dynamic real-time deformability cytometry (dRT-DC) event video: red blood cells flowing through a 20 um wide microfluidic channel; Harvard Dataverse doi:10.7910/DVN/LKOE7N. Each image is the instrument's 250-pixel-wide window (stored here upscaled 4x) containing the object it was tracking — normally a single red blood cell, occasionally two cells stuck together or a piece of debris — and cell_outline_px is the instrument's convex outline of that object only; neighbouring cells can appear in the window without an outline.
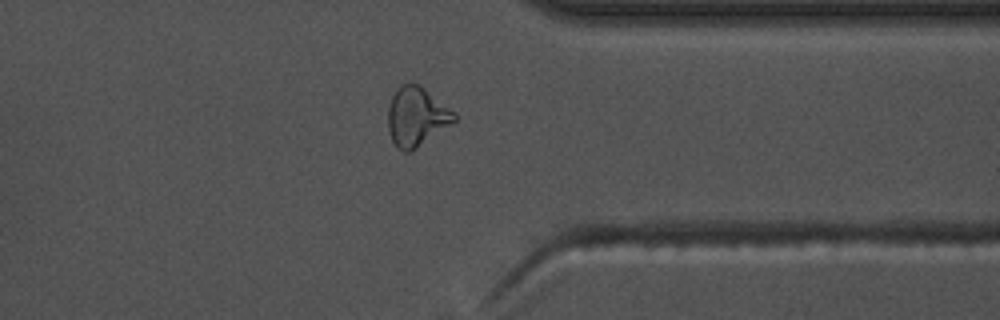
{"species": "common noctule bat (a hibernating species)", "species_latin": "Nyctalus noctula", "temperature_condition": "warm", "stored_images_in_passage": 42, "camera_frame_rate_fps": 3000, "um_per_image_px": 0.085, "animal": {"sex": "male", "body_mass_g": 17.5, "forearm_length_mm": 52.3}, "frame": {"image": 1, "passage_image": 30, "time_ms": 9.667, "image_size_px": [1000, 320], "cell_outline_px": [[456, 120], [412, 152], [404, 152], [396, 148], [392, 140], [388, 128], [388, 108], [392, 96], [400, 84], [420, 84], [456, 112]], "centroid_in_image_um": [35.4, 9.92], "position_along_channel_um": 376.0, "area_um2": 22.95}, "authors_computed_cell_mechanics": {"area_um2": 20.7213, "velocity_mm_per_s": 3.7568, "shape_relaxation_time_tau1_ms": 7.5123, "shape_relaxation_time_tau2_ms": 1.8051, "deformation_change_tau1": 0.2326, "deformation_change_tau2": 0.098}}